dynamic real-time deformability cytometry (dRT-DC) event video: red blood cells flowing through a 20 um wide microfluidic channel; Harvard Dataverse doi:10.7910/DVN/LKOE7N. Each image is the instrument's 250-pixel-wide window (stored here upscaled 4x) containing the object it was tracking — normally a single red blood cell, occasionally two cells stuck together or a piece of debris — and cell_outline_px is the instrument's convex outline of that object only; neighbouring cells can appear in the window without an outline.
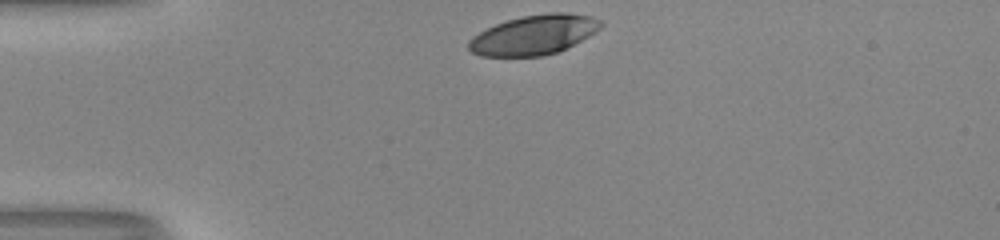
{"species": "human", "species_latin": "Homo sapiens", "temperature_condition": "room temperature", "stored_images_in_passage": 30, "camera_frame_rate_fps": 3000, "um_per_image_px": 0.085, "donor": {"sex": "male"}, "frame": {"image": 1, "passage_image": 1, "time_ms": 0.0, "image_size_px": [1000, 240], "cell_outline_px": [[604, 24], [596, 32], [556, 52], [544, 56], [480, 56], [472, 52], [468, 48], [468, 40], [472, 36], [496, 24], [508, 20], [524, 16], [552, 12], [564, 12], [592, 16], [600, 20]], "centroid_in_image_um": [45.37, 2.96], "position_along_channel_um": 39.6, "area_um2": 30.23}}
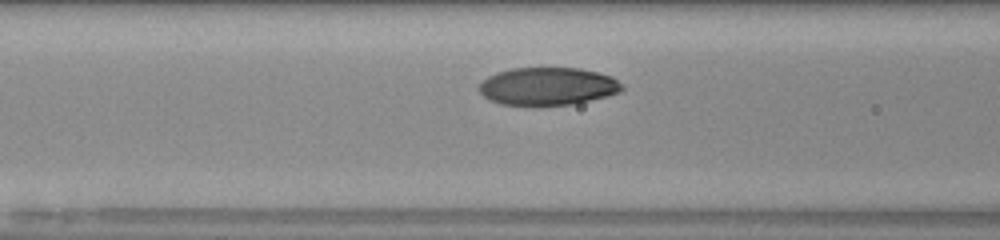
{"frame": {"image": 2, "passage_image": 10, "time_ms": 3.0, "image_size_px": [1000, 240], "cell_outline_px": [[624, 88], [620, 92], [608, 96], [572, 104], [536, 108], [532, 108], [500, 104], [484, 96], [480, 92], [480, 84], [488, 76], [496, 72], [512, 68], [580, 68], [612, 76], [624, 84]], "centroid_in_image_um": [46.57, 7.37], "position_along_channel_um": 120.0, "area_um2": 32.25}}
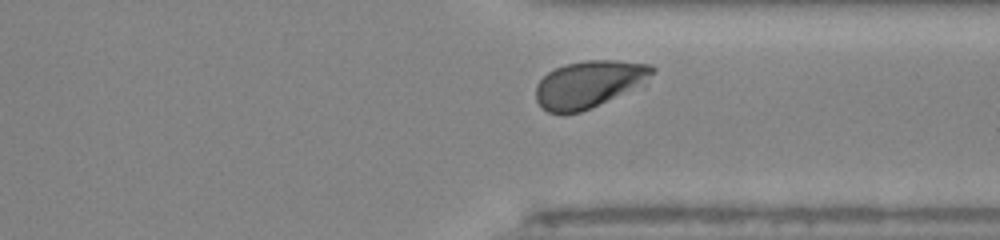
{"frame": {"image": 3, "passage_image": 28, "time_ms": 9.0, "image_size_px": [1000, 240], "cell_outline_px": [[656, 68], [644, 88], [580, 112], [548, 112], [536, 100], [536, 84], [548, 72], [564, 64], [584, 60], [616, 60], [652, 64]], "centroid_in_image_um": [50.19, 7.14], "position_along_channel_um": 361.2, "area_um2": 32.6}, "authors_computed_cell_mechanics": {"area_um2": 32.3102, "velocity_mm_per_s": 4.0187, "shape_relaxation_time_tau1_ms": 2.4223, "shape_relaxation_time_tau2_ms": null, "deformation_change_tau1": 0.1408, "deformation_change_tau2": null}}